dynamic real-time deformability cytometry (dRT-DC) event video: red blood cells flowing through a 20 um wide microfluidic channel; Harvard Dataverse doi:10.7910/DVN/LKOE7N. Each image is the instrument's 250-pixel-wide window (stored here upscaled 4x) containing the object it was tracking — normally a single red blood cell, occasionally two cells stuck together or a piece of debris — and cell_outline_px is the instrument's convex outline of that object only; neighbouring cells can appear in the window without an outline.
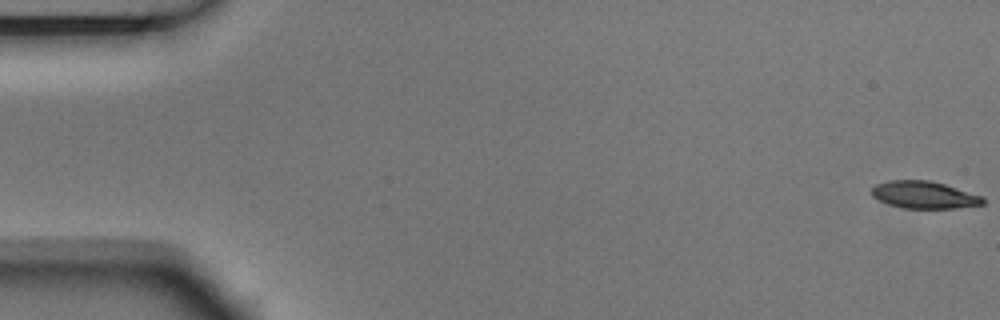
{"species": "Egyptian fruit bat (a non-hibernating species)", "species_latin": "Rousettus aegyptiacus", "temperature_condition": "room temperature", "stored_images_in_passage": 5, "camera_frame_rate_fps": 3000, "um_per_image_px": 0.085, "animal": {"sex": "male"}, "frame": {"image": 1, "passage_image": 1, "time_ms": 0.0, "image_size_px": [1000, 320], "cell_outline_px": [[984, 204], [956, 208], [904, 208], [888, 204], [872, 196], [872, 188], [876, 184], [888, 180], [928, 180], [944, 184], [984, 196]], "centroid_in_image_um": [78.56, 16.56], "position_along_channel_um": 6.4, "area_um2": 17.63}}
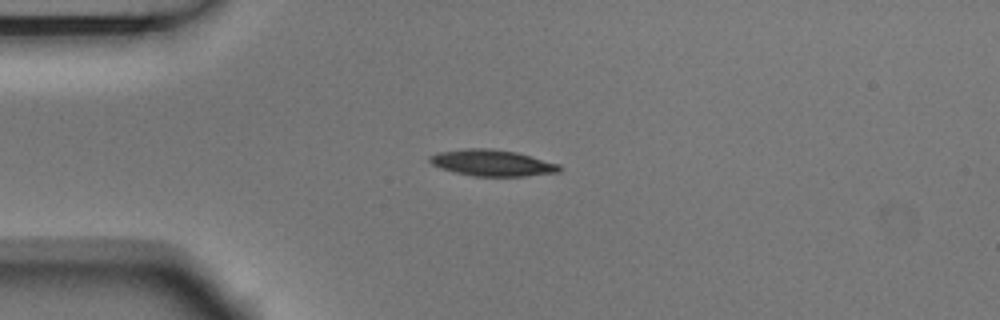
{"frame": {"image": 2, "passage_image": 5, "time_ms": 1.333, "image_size_px": [1000, 320], "cell_outline_px": [[564, 168], [560, 172], [524, 176], [472, 176], [440, 168], [432, 164], [428, 160], [428, 156], [436, 152], [468, 148], [488, 148], [516, 152], [560, 164]], "centroid_in_image_um": [41.84, 13.84], "position_along_channel_um": 43.2, "area_um2": 20.0}}